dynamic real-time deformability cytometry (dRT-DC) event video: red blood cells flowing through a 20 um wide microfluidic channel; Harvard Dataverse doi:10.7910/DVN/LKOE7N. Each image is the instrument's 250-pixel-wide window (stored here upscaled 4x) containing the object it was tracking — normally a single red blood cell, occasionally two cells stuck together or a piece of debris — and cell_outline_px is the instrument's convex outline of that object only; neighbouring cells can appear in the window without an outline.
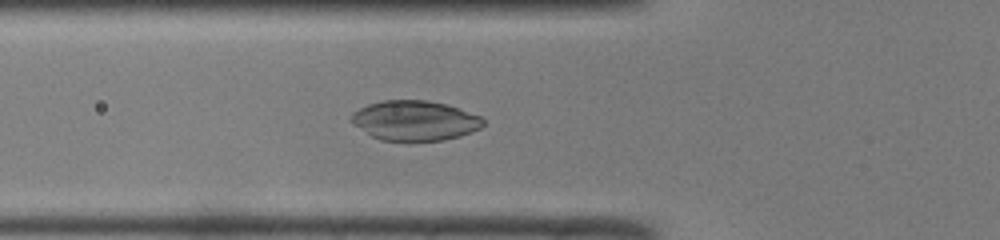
{"species": "common noctule bat (a hibernating species)", "species_latin": "Nyctalus noctula", "temperature_condition": "room temperature", "stored_images_in_passage": 33, "camera_frame_rate_fps": 3000, "um_per_image_px": 0.085, "animal": {"sex": "male", "body_mass_g": 19.0, "forearm_length_mm": 50.8}, "frame": {"image": 1, "passage_image": 2, "time_ms": 0.333, "image_size_px": [1000, 240], "cell_outline_px": [[484, 124], [480, 128], [472, 132], [460, 136], [444, 140], [408, 144], [380, 140], [372, 136], [352, 124], [348, 120], [348, 116], [352, 112], [368, 104], [380, 100], [424, 100], [448, 104], [460, 108], [480, 116], [484, 120]], "centroid_in_image_um": [35.22, 10.29], "position_along_channel_um": 90.6, "area_um2": 31.79}}
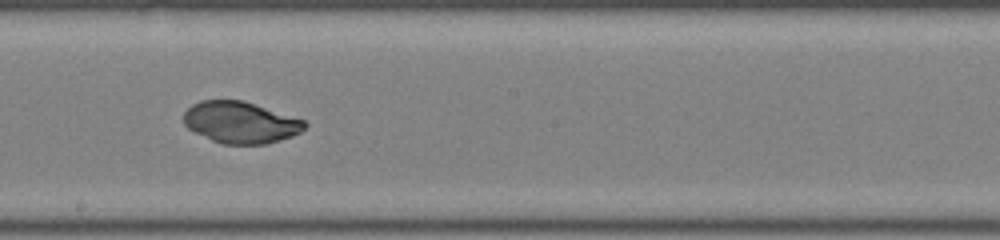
{"frame": {"image": 2, "passage_image": 12, "time_ms": 3.667, "image_size_px": [1000, 240], "cell_outline_px": [[308, 124], [300, 132], [292, 136], [268, 144], [220, 144], [188, 128], [184, 124], [184, 112], [192, 104], [200, 100], [244, 100], [304, 120]], "centroid_in_image_um": [20.44, 10.4], "position_along_channel_um": 227.8, "area_um2": 29.3}}
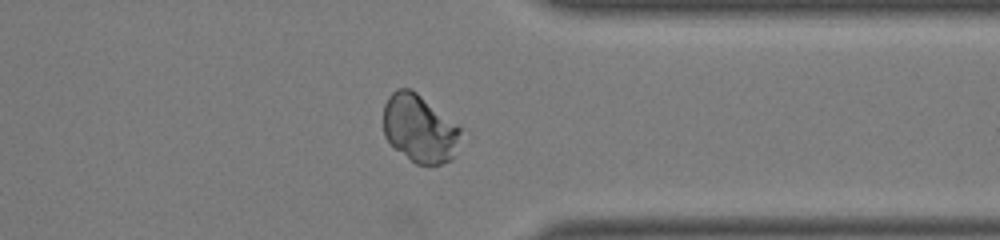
{"frame": {"image": 3, "passage_image": 23, "time_ms": 7.333, "image_size_px": [1000, 240], "cell_outline_px": [[464, 128], [456, 156], [452, 160], [440, 164], [416, 164], [396, 148], [384, 136], [384, 104], [388, 96], [396, 88], [408, 88], [416, 92]], "centroid_in_image_um": [35.72, 10.92], "position_along_channel_um": 375.7, "area_um2": 30.92}}